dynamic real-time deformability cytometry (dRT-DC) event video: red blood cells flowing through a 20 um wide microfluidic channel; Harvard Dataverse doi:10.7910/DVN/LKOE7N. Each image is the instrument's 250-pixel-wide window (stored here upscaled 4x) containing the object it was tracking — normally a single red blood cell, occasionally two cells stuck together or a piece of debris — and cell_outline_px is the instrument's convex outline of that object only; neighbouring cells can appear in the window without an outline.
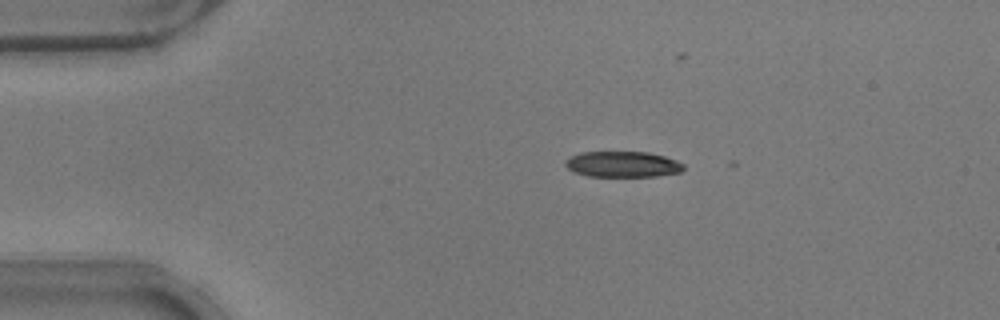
{"species": "common noctule bat (a hibernating species)", "species_latin": "Nyctalus noctula", "temperature_condition": "warm", "stored_images_in_passage": 7, "camera_frame_rate_fps": 3000, "um_per_image_px": 0.085, "animal": {"sex": "male", "body_mass_g": 17.9}, "frame": {"image": 1, "passage_image": 2, "time_ms": 0.333, "image_size_px": [1000, 320], "cell_outline_px": [[684, 168], [680, 172], [656, 176], [588, 176], [572, 172], [564, 164], [564, 160], [568, 156], [580, 152], [648, 152], [664, 156], [676, 160], [684, 164]], "centroid_in_image_um": [52.87, 13.96], "position_along_channel_um": 32.1, "area_um2": 17.92}}